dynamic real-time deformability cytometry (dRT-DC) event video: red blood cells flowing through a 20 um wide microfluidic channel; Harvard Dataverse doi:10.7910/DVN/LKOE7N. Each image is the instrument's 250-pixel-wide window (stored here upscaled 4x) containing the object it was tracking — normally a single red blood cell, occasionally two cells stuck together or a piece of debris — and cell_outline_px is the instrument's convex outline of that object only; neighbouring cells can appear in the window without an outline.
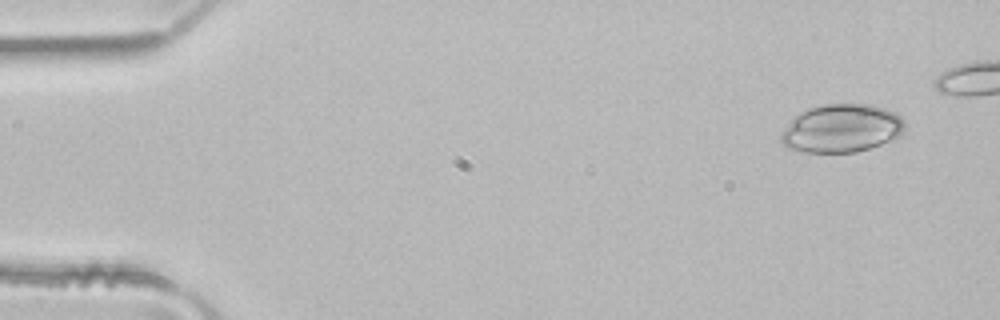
{"species": "common noctule bat (a hibernating species)", "species_latin": "Nyctalus noctula", "temperature_condition": "room temperature", "stored_images_in_passage": 6, "segment_of_instrument_passage": [1, 2], "camera_frame_rate_fps": 3000, "um_per_image_px": 0.085, "animal": {"sex": "male", "body_mass_g": 21.5, "forearm_length_mm": 52.0}, "frame": {"image": 1, "passage_image": 1, "time_ms": 0.0, "image_size_px": [1000, 320], "cell_outline_px": [[904, 128], [900, 136], [880, 144], [856, 152], [804, 152], [788, 148], [780, 140], [780, 136], [792, 116], [808, 108], [824, 104], [864, 104], [884, 108], [896, 112], [904, 120]], "centroid_in_image_um": [71.51, 10.9], "position_along_channel_um": 13.5, "area_um2": 34.74}}